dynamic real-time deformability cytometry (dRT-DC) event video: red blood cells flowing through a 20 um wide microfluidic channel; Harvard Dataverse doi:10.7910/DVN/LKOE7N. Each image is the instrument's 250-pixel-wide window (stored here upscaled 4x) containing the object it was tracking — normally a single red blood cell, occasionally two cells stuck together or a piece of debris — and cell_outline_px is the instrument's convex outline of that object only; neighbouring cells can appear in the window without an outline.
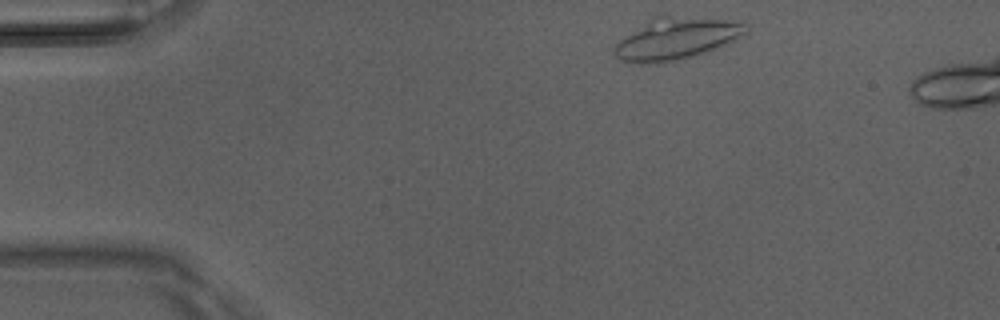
{"species": "Egyptian fruit bat (a non-hibernating species)", "species_latin": "Rousettus aegyptiacus", "temperature_condition": "room temperature", "stored_images_in_passage": 41, "camera_frame_rate_fps": 3000, "um_per_image_px": 0.085, "animal": {"sex": "male"}, "frame": {"image": 1, "passage_image": 1, "time_ms": 0.0, "image_size_px": [1000, 320], "cell_outline_px": [[748, 24], [744, 32], [720, 48], [708, 52], [692, 56], [656, 64], [640, 64], [620, 60], [612, 52], [612, 48], [624, 36], [660, 12], [664, 12], [724, 20]], "centroid_in_image_um": [57.41, 3.25], "position_along_channel_um": 27.6, "area_um2": 32.54}}
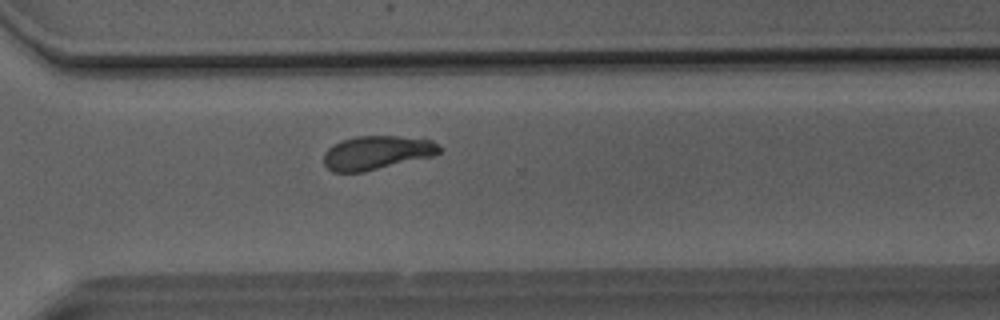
{"frame": {"image": 2, "passage_image": 29, "time_ms": 9.333, "image_size_px": [1000, 320], "cell_outline_px": [[444, 148], [440, 152], [432, 156], [364, 172], [332, 172], [324, 164], [324, 152], [332, 144], [340, 140], [356, 136], [400, 136], [432, 140], [440, 144]], "centroid_in_image_um": [32.03, 12.97], "position_along_channel_um": 338.6, "area_um2": 23.0}}
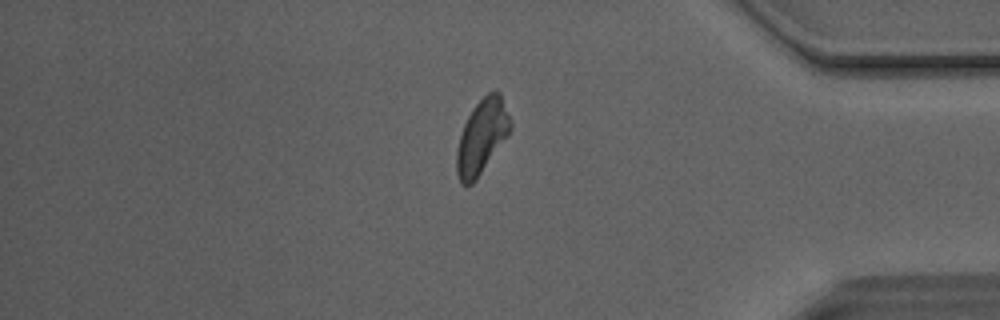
{"frame": {"image": 3, "passage_image": 35, "time_ms": 11.333, "image_size_px": [1000, 320], "cell_outline_px": [[512, 128], [508, 136], [476, 180], [472, 184], [460, 184], [456, 172], [456, 152], [460, 136], [464, 124], [472, 108], [488, 92], [500, 92], [512, 120]], "centroid_in_image_um": [40.97, 11.61], "position_along_channel_um": 394.2, "area_um2": 23.35}, "authors_computed_cell_mechanics": {"area_um2": 23.4668, "velocity_mm_per_s": 4.0868, "shape_relaxation_time_tau1_ms": 3.1065, "shape_relaxation_time_tau2_ms": 2.4666, "deformation_change_tau1": 0.0827, "deformation_change_tau2": 0.066}}